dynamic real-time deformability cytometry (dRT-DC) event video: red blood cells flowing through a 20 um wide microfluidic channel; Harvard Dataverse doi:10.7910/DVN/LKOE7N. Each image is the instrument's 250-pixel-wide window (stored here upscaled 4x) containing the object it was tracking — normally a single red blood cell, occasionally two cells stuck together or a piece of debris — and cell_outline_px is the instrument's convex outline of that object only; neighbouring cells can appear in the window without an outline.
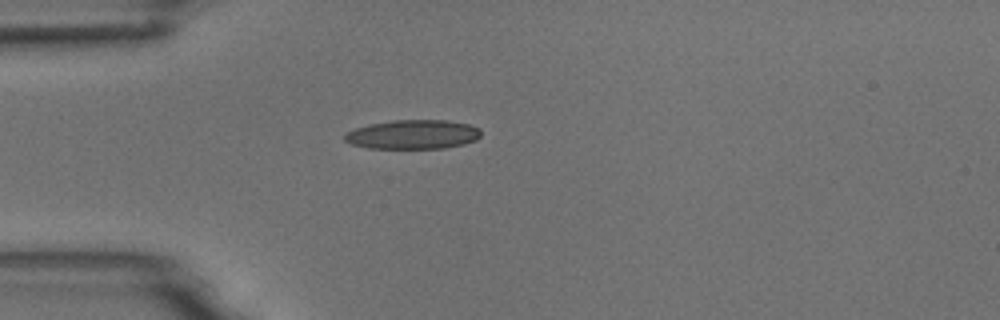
{"species": "common noctule bat (a hibernating species)", "species_latin": "Nyctalus noctula", "temperature_condition": "room temperature", "stored_images_in_passage": 3, "camera_frame_rate_fps": 3000, "um_per_image_px": 0.085, "animal": {"sex": "male", "body_mass_g": 18.8}, "frame": {"image": 1, "passage_image": 1, "time_ms": 0.0, "image_size_px": [1000, 320], "cell_outline_px": [[480, 136], [476, 140], [464, 144], [444, 148], [368, 148], [352, 144], [344, 140], [344, 136], [348, 132], [356, 128], [372, 124], [392, 120], [448, 120], [468, 124], [480, 128]], "centroid_in_image_um": [35.13, 11.43], "position_along_channel_um": 49.9, "area_um2": 23.06}}